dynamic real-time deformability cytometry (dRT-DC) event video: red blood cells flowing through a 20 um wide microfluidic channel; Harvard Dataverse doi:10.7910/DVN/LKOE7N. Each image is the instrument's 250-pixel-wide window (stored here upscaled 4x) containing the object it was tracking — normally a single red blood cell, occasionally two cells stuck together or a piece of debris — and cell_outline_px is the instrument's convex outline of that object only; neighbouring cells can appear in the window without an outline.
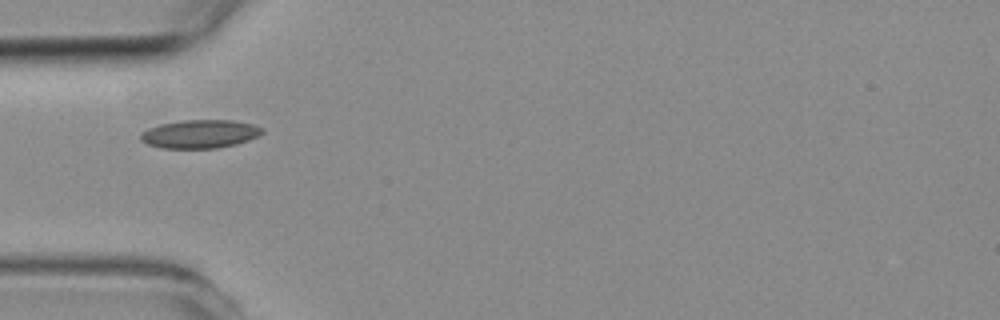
{"species": "common noctule bat (a hibernating species)", "species_latin": "Nyctalus noctula", "temperature_condition": "room temperature", "stored_images_in_passage": 6, "camera_frame_rate_fps": 3000, "um_per_image_px": 0.085, "animal": {"sex": "female", "body_mass_g": 19.3, "forearm_length_mm": 54.1}, "frame": {"image": 1, "passage_image": 2, "time_ms": 1.333, "image_size_px": [1000, 320], "cell_outline_px": [[264, 132], [248, 140], [236, 144], [216, 148], [160, 148], [148, 144], [140, 140], [140, 136], [148, 128], [160, 124], [180, 120], [232, 120], [252, 124], [264, 128]], "centroid_in_image_um": [16.99, 11.38], "position_along_channel_um": 68.0, "area_um2": 20.06}}
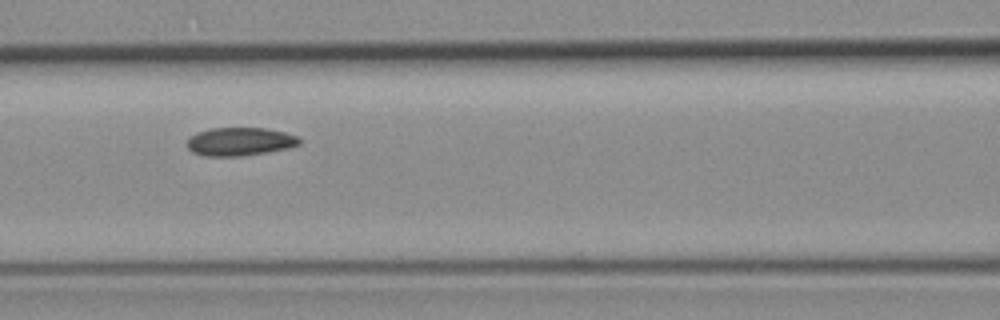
{"frame": {"image": 2, "passage_image": 4, "time_ms": 3.333, "image_size_px": [1000, 320], "cell_outline_px": [[300, 144], [288, 148], [240, 156], [204, 156], [192, 152], [188, 148], [188, 140], [196, 132], [212, 128], [264, 128], [284, 132], [296, 136], [300, 140]], "centroid_in_image_um": [20.37, 12.03], "position_along_channel_um": 146.2, "area_um2": 18.26}}
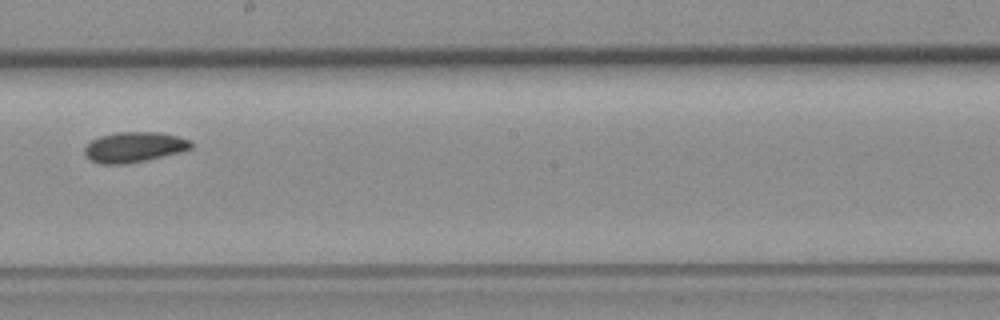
{"frame": {"image": 3, "passage_image": 6, "time_ms": 5.667, "image_size_px": [1000, 320], "cell_outline_px": [[192, 148], [180, 152], [128, 164], [100, 164], [92, 160], [84, 152], [84, 148], [92, 140], [100, 136], [116, 132], [160, 132], [192, 140]], "centroid_in_image_um": [11.42, 12.5], "position_along_channel_um": 236.8, "area_um2": 18.73}}